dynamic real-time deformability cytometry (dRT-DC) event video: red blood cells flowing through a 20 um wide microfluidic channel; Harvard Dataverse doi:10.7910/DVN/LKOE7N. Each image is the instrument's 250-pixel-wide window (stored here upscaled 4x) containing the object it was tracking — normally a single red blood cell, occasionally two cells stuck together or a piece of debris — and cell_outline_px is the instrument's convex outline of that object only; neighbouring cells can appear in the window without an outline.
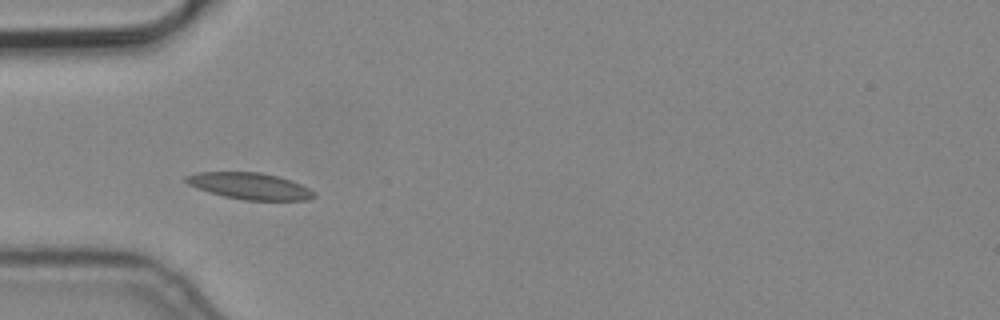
{"species": "common noctule bat (a hibernating species)", "species_latin": "Nyctalus noctula", "temperature_condition": "cold", "stored_images_in_passage": 5, "camera_frame_rate_fps": 3000, "um_per_image_px": 0.085, "animal": {"sex": "male", "body_mass_g": 19.2, "forearm_length_mm": 51.8}, "frame": {"image": 1, "passage_image": 4, "time_ms": 1.0, "image_size_px": [1000, 320], "cell_outline_px": [[316, 196], [308, 200], [244, 200], [224, 196], [196, 188], [188, 184], [184, 180], [184, 176], [196, 172], [260, 172], [280, 176], [292, 180], [316, 192]], "centroid_in_image_um": [21.24, 15.8], "position_along_channel_um": 63.8, "area_um2": 19.94}}
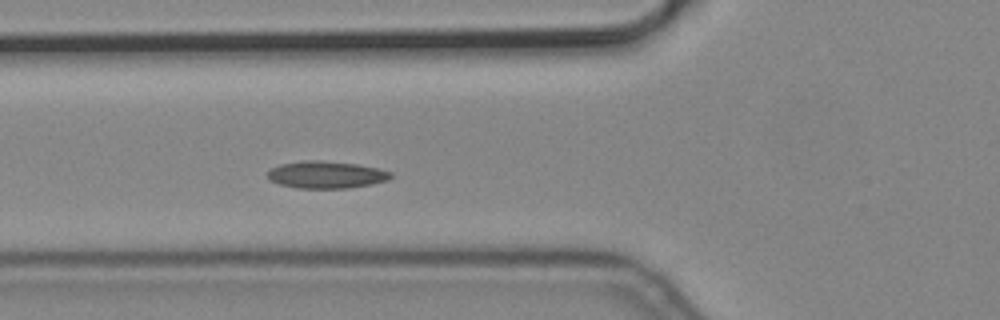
{"frame": {"image": 2, "passage_image": 5, "time_ms": 1.333, "image_size_px": [1000, 320], "cell_outline_px": [[392, 176], [388, 180], [372, 184], [348, 188], [296, 188], [280, 184], [268, 180], [268, 172], [272, 168], [280, 164], [304, 160], [320, 160], [356, 164], [376, 168], [392, 172]], "centroid_in_image_um": [27.72, 14.85], "position_along_channel_um": 98.1, "area_um2": 19.48}}